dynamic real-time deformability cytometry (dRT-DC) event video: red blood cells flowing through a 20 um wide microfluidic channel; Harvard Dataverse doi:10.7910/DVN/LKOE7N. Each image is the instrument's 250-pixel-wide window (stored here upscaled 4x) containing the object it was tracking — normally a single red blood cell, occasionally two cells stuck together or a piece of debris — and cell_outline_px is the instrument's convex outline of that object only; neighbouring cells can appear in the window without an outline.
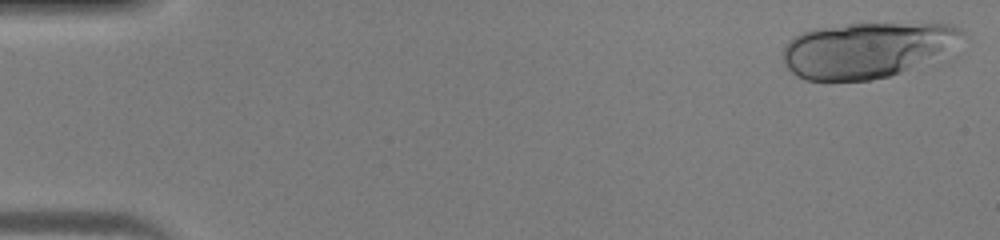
{"species": "human", "species_latin": "Homo sapiens", "temperature_condition": "warm", "stored_images_in_passage": 44, "camera_frame_rate_fps": 3000, "um_per_image_px": 0.085, "donor": {"sex": "male"}, "frame": {"image": 1, "passage_image": 1, "time_ms": 0.0, "image_size_px": [1000, 240], "cell_outline_px": [[964, 32], [956, 56], [952, 60], [944, 64], [872, 80], [804, 80], [796, 76], [784, 64], [784, 48], [788, 40], [804, 32], [816, 28], [848, 24], [932, 20], [952, 24], [960, 28]], "centroid_in_image_um": [74.06, 4.23], "position_along_channel_um": 10.9, "area_um2": 62.19}}
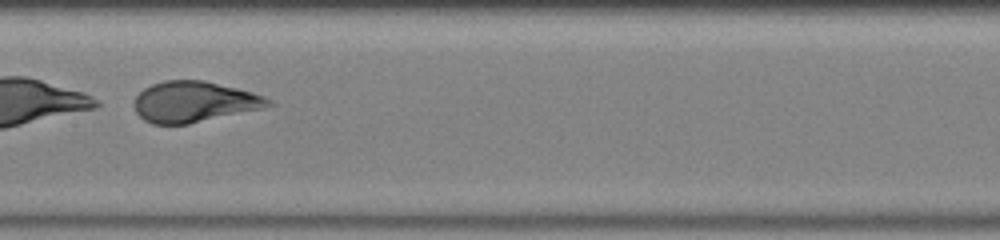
{"frame": {"image": 2, "passage_image": 23, "time_ms": 7.333, "image_size_px": [1000, 240], "cell_outline_px": [[276, 104], [264, 108], [188, 124], [152, 124], [144, 120], [136, 112], [132, 104], [136, 96], [144, 88], [152, 84], [164, 80], [204, 80], [252, 92], [264, 96], [272, 100]], "centroid_in_image_um": [16.5, 8.65], "position_along_channel_um": 190.9, "area_um2": 32.02}}
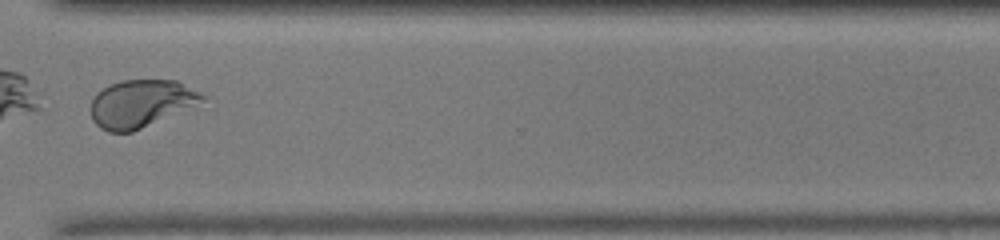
{"frame": {"image": 3, "passage_image": 34, "time_ms": 11.0, "image_size_px": [1000, 240], "cell_outline_px": [[212, 96], [204, 100], [132, 132], [108, 132], [100, 128], [92, 120], [92, 100], [96, 92], [112, 84], [124, 80], [176, 80]], "centroid_in_image_um": [12.0, 8.78], "position_along_channel_um": 358.6, "area_um2": 30.58}}